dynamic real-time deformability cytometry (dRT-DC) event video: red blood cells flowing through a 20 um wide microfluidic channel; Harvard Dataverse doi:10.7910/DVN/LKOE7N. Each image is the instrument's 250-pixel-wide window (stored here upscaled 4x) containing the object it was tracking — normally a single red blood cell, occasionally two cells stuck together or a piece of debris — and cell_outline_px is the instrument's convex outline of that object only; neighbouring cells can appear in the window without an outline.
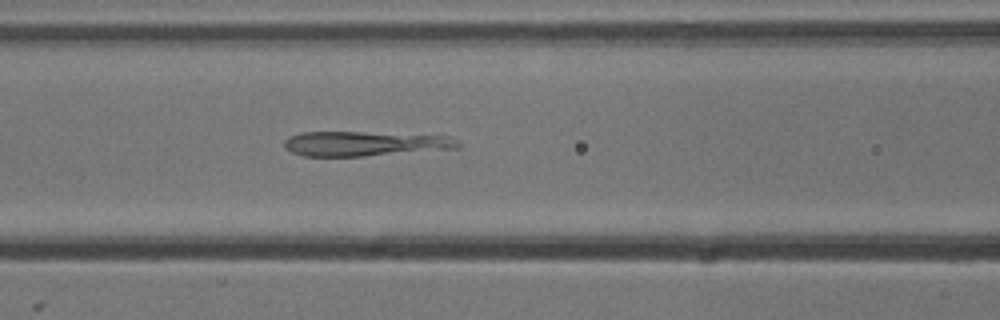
{"species": "common noctule bat (a hibernating species)", "species_latin": "Nyctalus noctula", "temperature_condition": "cold", "stored_images_in_passage": 41, "camera_frame_rate_fps": 3000, "um_per_image_px": 0.085, "animal": {"sex": "male", "body_mass_g": 13.3}, "frame": {"image": 1, "passage_image": 10, "time_ms": 3.0, "image_size_px": [1000, 320], "cell_outline_px": [[460, 148], [364, 156], [304, 156], [292, 152], [284, 148], [284, 140], [288, 136], [300, 132], [364, 132], [448, 136], [456, 140], [460, 144]], "centroid_in_image_um": [30.96, 12.21], "position_along_channel_um": 135.6, "area_um2": 25.03}}
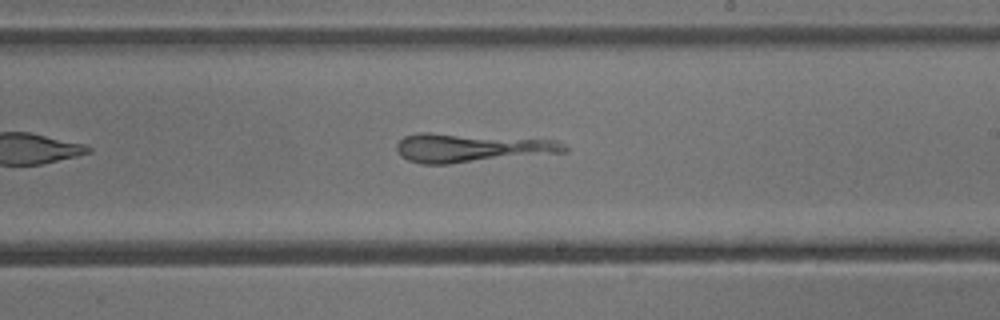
{"frame": {"image": 2, "passage_image": 19, "time_ms": 6.0, "image_size_px": [1000, 320], "cell_outline_px": [[568, 152], [448, 164], [420, 164], [408, 160], [400, 156], [396, 148], [396, 144], [404, 136], [420, 132], [428, 132], [556, 140], [564, 144], [568, 148]], "centroid_in_image_um": [40.04, 12.57], "position_along_channel_um": 249.0, "area_um2": 28.32}}
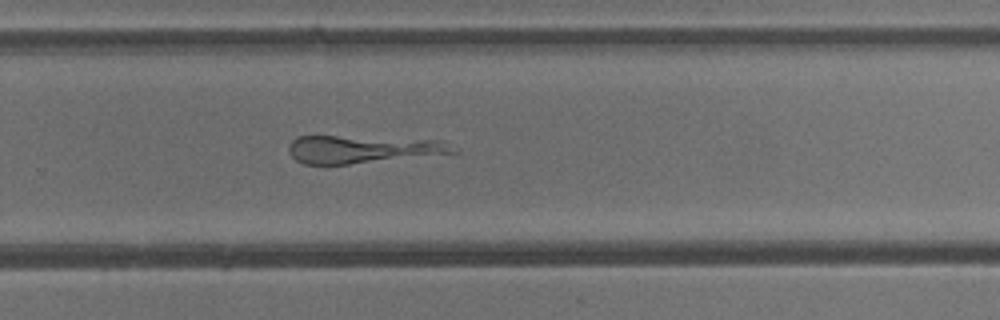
{"frame": {"image": 3, "passage_image": 23, "time_ms": 7.333, "image_size_px": [1000, 320], "cell_outline_px": [[460, 152], [348, 164], [304, 164], [296, 160], [288, 152], [288, 144], [296, 136], [336, 136], [444, 140]], "centroid_in_image_um": [30.78, 12.68], "position_along_channel_um": 299.0, "area_um2": 26.41}}